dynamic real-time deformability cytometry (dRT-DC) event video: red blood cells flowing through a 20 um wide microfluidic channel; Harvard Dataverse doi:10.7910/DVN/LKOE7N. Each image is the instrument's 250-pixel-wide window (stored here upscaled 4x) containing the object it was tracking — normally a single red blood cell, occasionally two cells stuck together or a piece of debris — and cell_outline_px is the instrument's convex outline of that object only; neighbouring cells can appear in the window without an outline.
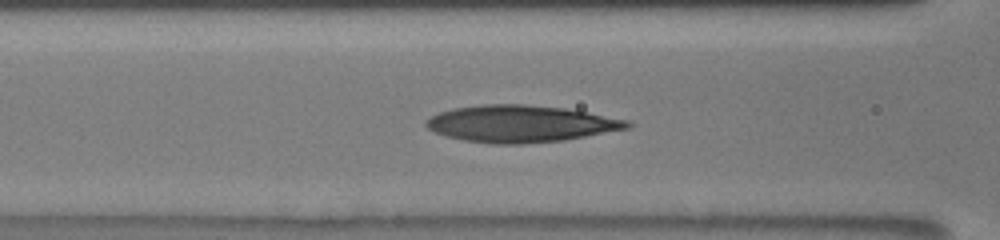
{"species": "human", "species_latin": "Homo sapiens", "temperature_condition": "room temperature", "stored_images_in_passage": 50, "camera_frame_rate_fps": 3000, "um_per_image_px": 0.085, "donor": {"sex": "male"}, "frame": {"image": 1, "passage_image": 26, "time_ms": 8.333, "image_size_px": [1000, 240], "cell_outline_px": [[632, 124], [628, 128], [564, 140], [520, 144], [496, 144], [464, 140], [444, 136], [428, 128], [424, 124], [424, 120], [440, 112], [452, 108], [484, 104], [524, 104], [564, 108], [632, 120]], "centroid_in_image_um": [44.25, 10.51], "position_along_channel_um": 122.4, "area_um2": 43.23}}
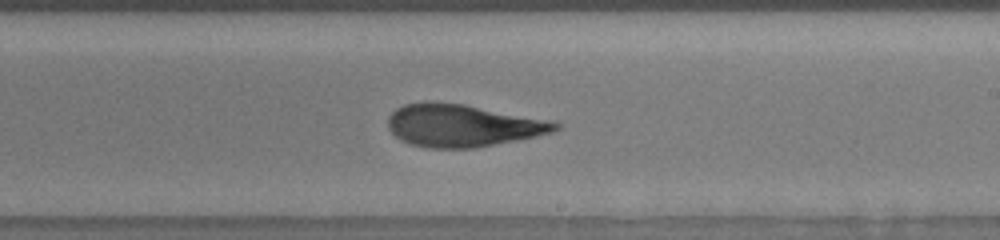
{"frame": {"image": 2, "passage_image": 36, "time_ms": 11.667, "image_size_px": [1000, 240], "cell_outline_px": [[560, 128], [552, 132], [536, 136], [476, 148], [428, 148], [412, 144], [400, 140], [388, 128], [388, 116], [396, 108], [404, 104], [424, 100], [436, 100], [464, 104], [556, 120], [560, 124]], "centroid_in_image_um": [39.33, 10.64], "position_along_channel_um": 249.7, "area_um2": 42.08}}
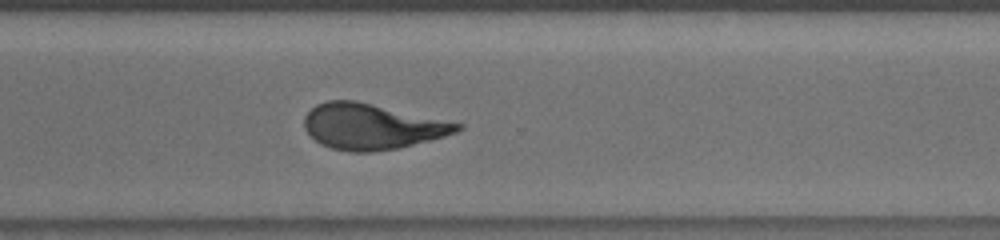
{"frame": {"image": 3, "passage_image": 43, "time_ms": 14.0, "image_size_px": [1000, 240], "cell_outline_px": [[464, 128], [456, 132], [444, 136], [400, 148], [372, 152], [352, 152], [332, 148], [320, 144], [304, 128], [304, 116], [316, 104], [328, 100], [356, 100], [464, 124]], "centroid_in_image_um": [31.61, 10.75], "position_along_channel_um": 339.0, "area_um2": 40.63}}